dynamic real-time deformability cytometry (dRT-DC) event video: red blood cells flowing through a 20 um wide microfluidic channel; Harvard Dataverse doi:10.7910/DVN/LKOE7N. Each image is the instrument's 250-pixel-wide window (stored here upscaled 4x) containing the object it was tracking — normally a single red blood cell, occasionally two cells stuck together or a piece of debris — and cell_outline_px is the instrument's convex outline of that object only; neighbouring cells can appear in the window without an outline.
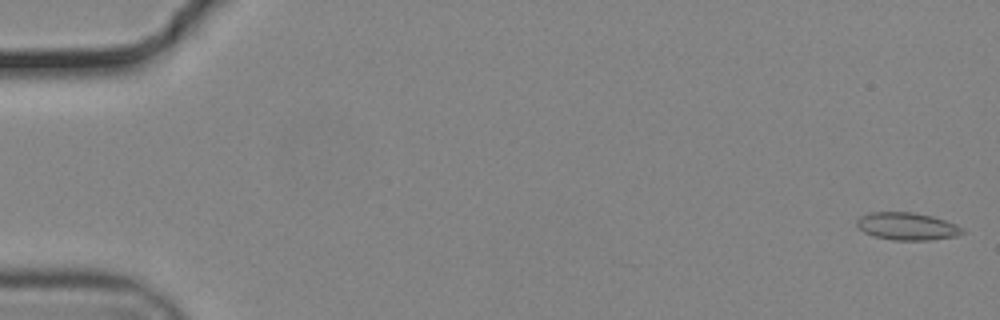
{"species": "common noctule bat (a hibernating species)", "species_latin": "Nyctalus noctula", "temperature_condition": "cold", "stored_images_in_passage": 55, "camera_frame_rate_fps": 3000, "um_per_image_px": 0.085, "animal": {"sex": "male", "body_mass_g": 19.2, "forearm_length_mm": 51.8}, "frame": {"image": 1, "passage_image": 1, "time_ms": 0.0, "image_size_px": [1000, 320], "cell_outline_px": [[964, 232], [956, 236], [932, 240], [892, 240], [876, 236], [864, 232], [856, 224], [856, 220], [860, 216], [872, 212], [912, 212], [932, 216], [956, 224], [964, 228]], "centroid_in_image_um": [77.12, 19.23], "position_along_channel_um": 7.9, "area_um2": 16.88}}
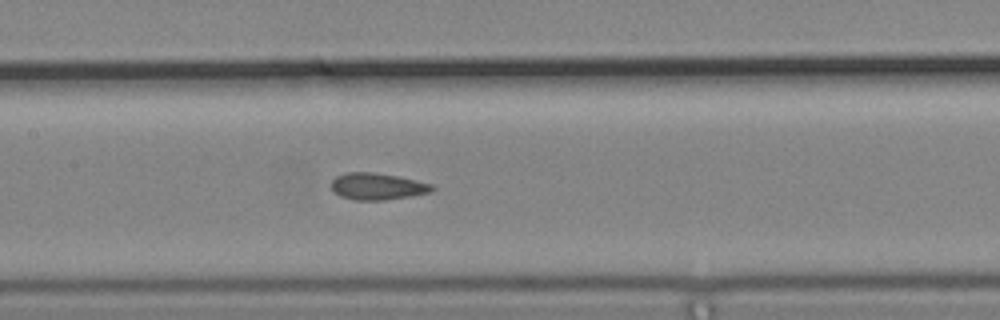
{"frame": {"image": 2, "passage_image": 27, "time_ms": 8.667, "image_size_px": [1000, 320], "cell_outline_px": [[436, 188], [432, 192], [384, 200], [352, 200], [340, 196], [332, 192], [332, 180], [336, 176], [348, 172], [372, 172], [396, 176], [432, 184]], "centroid_in_image_um": [32.05, 15.85], "position_along_channel_um": 175.4, "area_um2": 15.66}}
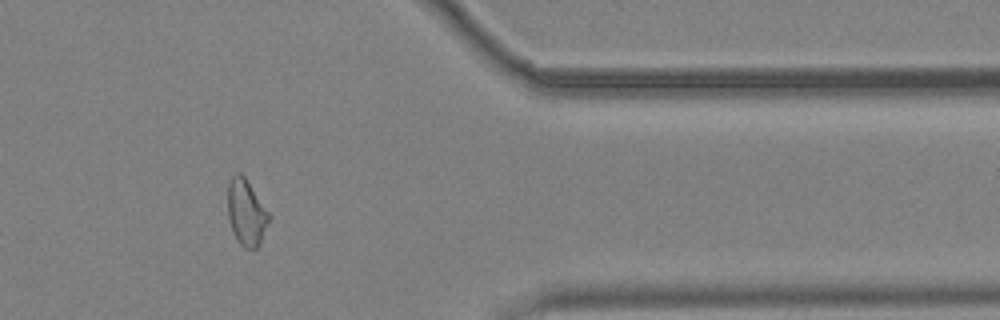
{"frame": {"image": 3, "passage_image": 46, "time_ms": 15.0, "image_size_px": [1000, 320], "cell_outline_px": [[272, 216], [260, 244], [256, 248], [244, 248], [240, 244], [232, 228], [228, 216], [228, 184], [232, 176], [236, 172], [240, 172], [244, 176]], "centroid_in_image_um": [20.96, 18.05], "position_along_channel_um": 390.4, "area_um2": 15.84}, "authors_computed_cell_mechanics": {"area_um2": 15.8372, "velocity_mm_per_s": 3.7159, "shape_relaxation_time_tau1_ms": null, "shape_relaxation_time_tau2_ms": 4.8713, "deformation_change_tau1": null, "deformation_change_tau2": 0.1065}}